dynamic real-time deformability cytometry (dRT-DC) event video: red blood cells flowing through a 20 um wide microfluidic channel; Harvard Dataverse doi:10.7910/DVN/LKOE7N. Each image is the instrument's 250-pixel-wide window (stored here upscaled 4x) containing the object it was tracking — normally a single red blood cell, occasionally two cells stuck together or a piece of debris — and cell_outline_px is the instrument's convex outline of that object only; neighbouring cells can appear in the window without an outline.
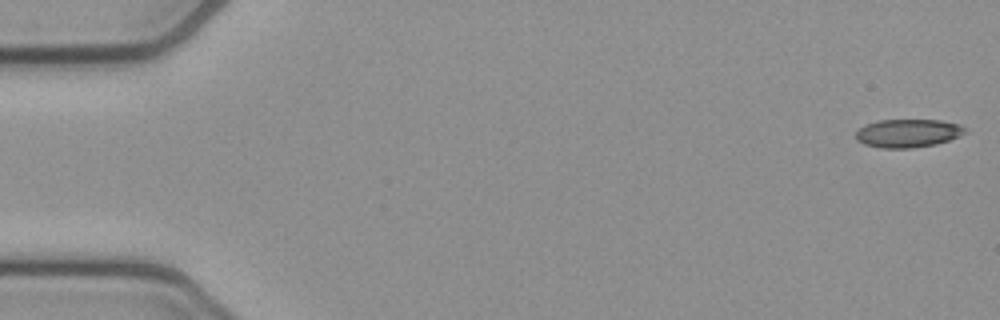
{"species": "common noctule bat (a hibernating species)", "species_latin": "Nyctalus noctula", "temperature_condition": "cold", "stored_images_in_passage": 53, "camera_frame_rate_fps": 3000, "um_per_image_px": 0.085, "animal": {"sex": "female", "body_mass_g": 21.9}, "frame": {"image": 1, "passage_image": 1, "time_ms": 0.0, "image_size_px": [1000, 320], "cell_outline_px": [[968, 132], [960, 136], [936, 144], [912, 148], [880, 148], [864, 144], [856, 140], [856, 132], [864, 124], [876, 120], [940, 120], [960, 124]], "centroid_in_image_um": [77.16, 11.32], "position_along_channel_um": 7.8, "area_um2": 18.15}}
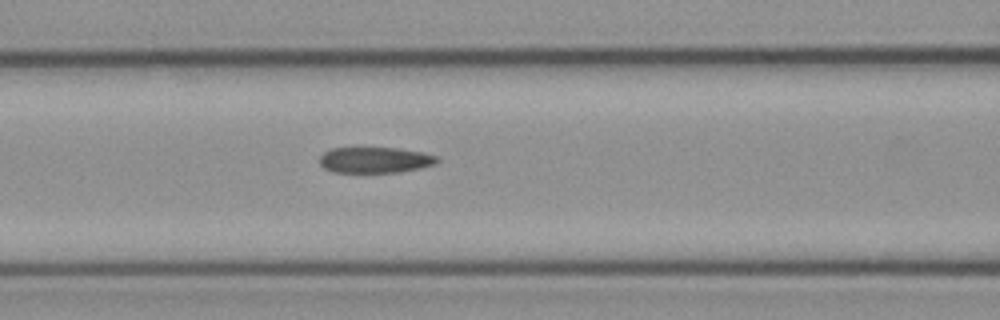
{"frame": {"image": 2, "passage_image": 22, "time_ms": 7.0, "image_size_px": [1000, 320], "cell_outline_px": [[440, 160], [436, 164], [420, 168], [400, 172], [332, 172], [324, 168], [320, 164], [320, 156], [324, 152], [332, 148], [400, 148], [424, 152], [440, 156]], "centroid_in_image_um": [31.93, 13.59], "position_along_channel_um": 134.7, "area_um2": 17.92}}
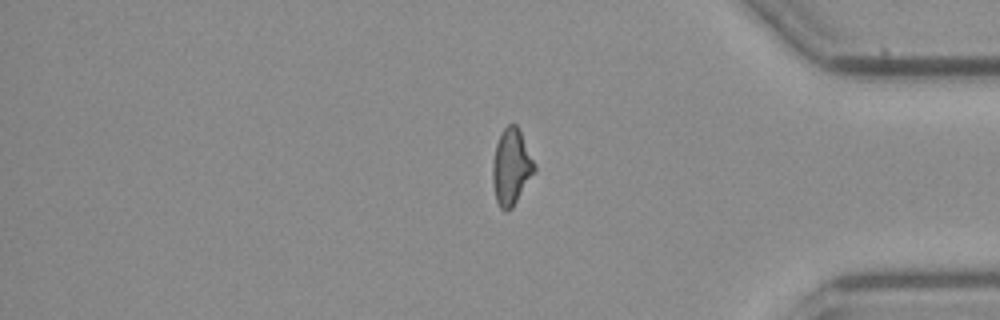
{"frame": {"image": 3, "passage_image": 44, "time_ms": 14.333, "image_size_px": [1000, 320], "cell_outline_px": [[536, 172], [512, 208], [508, 212], [504, 212], [500, 208], [496, 200], [492, 180], [492, 164], [496, 144], [504, 128], [508, 124], [516, 124], [536, 164]], "centroid_in_image_um": [43.47, 14.24], "position_along_channel_um": 391.7, "area_um2": 18.67}, "authors_computed_cell_mechanics": {"area_um2": 18.6694, "velocity_mm_per_s": 3.8391, "shape_relaxation_time_tau1_ms": null, "shape_relaxation_time_tau2_ms": 1.8373, "deformation_change_tau1": null, "deformation_change_tau2": 0.0704}}